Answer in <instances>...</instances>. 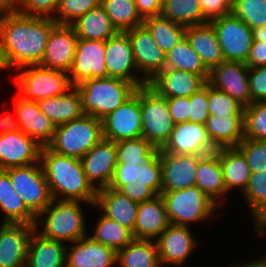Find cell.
<instances>
[{"mask_svg": "<svg viewBox=\"0 0 266 267\" xmlns=\"http://www.w3.org/2000/svg\"><path fill=\"white\" fill-rule=\"evenodd\" d=\"M237 147L245 155L251 172L266 171V140L244 139Z\"/></svg>", "mask_w": 266, "mask_h": 267, "instance_id": "49", "label": "cell"}, {"mask_svg": "<svg viewBox=\"0 0 266 267\" xmlns=\"http://www.w3.org/2000/svg\"><path fill=\"white\" fill-rule=\"evenodd\" d=\"M209 114L214 116H244V106L224 91L208 84Z\"/></svg>", "mask_w": 266, "mask_h": 267, "instance_id": "47", "label": "cell"}, {"mask_svg": "<svg viewBox=\"0 0 266 267\" xmlns=\"http://www.w3.org/2000/svg\"><path fill=\"white\" fill-rule=\"evenodd\" d=\"M170 225L161 195L138 204L134 239L156 240Z\"/></svg>", "mask_w": 266, "mask_h": 267, "instance_id": "28", "label": "cell"}, {"mask_svg": "<svg viewBox=\"0 0 266 267\" xmlns=\"http://www.w3.org/2000/svg\"><path fill=\"white\" fill-rule=\"evenodd\" d=\"M126 33L131 41L138 73L149 83L165 69V53L156 44L144 24L128 30Z\"/></svg>", "mask_w": 266, "mask_h": 267, "instance_id": "16", "label": "cell"}, {"mask_svg": "<svg viewBox=\"0 0 266 267\" xmlns=\"http://www.w3.org/2000/svg\"><path fill=\"white\" fill-rule=\"evenodd\" d=\"M84 114L104 119L109 113L125 103L137 87L119 78H93L76 86Z\"/></svg>", "mask_w": 266, "mask_h": 267, "instance_id": "5", "label": "cell"}, {"mask_svg": "<svg viewBox=\"0 0 266 267\" xmlns=\"http://www.w3.org/2000/svg\"><path fill=\"white\" fill-rule=\"evenodd\" d=\"M159 1L163 5L167 0H159Z\"/></svg>", "mask_w": 266, "mask_h": 267, "instance_id": "63", "label": "cell"}, {"mask_svg": "<svg viewBox=\"0 0 266 267\" xmlns=\"http://www.w3.org/2000/svg\"><path fill=\"white\" fill-rule=\"evenodd\" d=\"M165 69H178L202 76L206 81L209 70L203 64L201 57L193 50L184 37L169 52L165 54Z\"/></svg>", "mask_w": 266, "mask_h": 267, "instance_id": "39", "label": "cell"}, {"mask_svg": "<svg viewBox=\"0 0 266 267\" xmlns=\"http://www.w3.org/2000/svg\"><path fill=\"white\" fill-rule=\"evenodd\" d=\"M115 142L102 138L80 160L87 180L98 190L108 187L117 165Z\"/></svg>", "mask_w": 266, "mask_h": 267, "instance_id": "19", "label": "cell"}, {"mask_svg": "<svg viewBox=\"0 0 266 267\" xmlns=\"http://www.w3.org/2000/svg\"><path fill=\"white\" fill-rule=\"evenodd\" d=\"M250 210L255 226L266 215V171L252 172L244 193L241 195Z\"/></svg>", "mask_w": 266, "mask_h": 267, "instance_id": "43", "label": "cell"}, {"mask_svg": "<svg viewBox=\"0 0 266 267\" xmlns=\"http://www.w3.org/2000/svg\"><path fill=\"white\" fill-rule=\"evenodd\" d=\"M105 41L78 39L74 61L69 71L72 86L93 78H106Z\"/></svg>", "mask_w": 266, "mask_h": 267, "instance_id": "15", "label": "cell"}, {"mask_svg": "<svg viewBox=\"0 0 266 267\" xmlns=\"http://www.w3.org/2000/svg\"><path fill=\"white\" fill-rule=\"evenodd\" d=\"M7 72V70L9 72L11 71V68L9 67V65L7 64V60L4 54V50H3V45H2V41H1V37H0V71H5Z\"/></svg>", "mask_w": 266, "mask_h": 267, "instance_id": "62", "label": "cell"}, {"mask_svg": "<svg viewBox=\"0 0 266 267\" xmlns=\"http://www.w3.org/2000/svg\"><path fill=\"white\" fill-rule=\"evenodd\" d=\"M259 258H256L254 260H250L247 262L241 263H234V265H230L229 267H266V254L261 256H258Z\"/></svg>", "mask_w": 266, "mask_h": 267, "instance_id": "58", "label": "cell"}, {"mask_svg": "<svg viewBox=\"0 0 266 267\" xmlns=\"http://www.w3.org/2000/svg\"><path fill=\"white\" fill-rule=\"evenodd\" d=\"M253 227V231L258 237L266 238V215Z\"/></svg>", "mask_w": 266, "mask_h": 267, "instance_id": "60", "label": "cell"}, {"mask_svg": "<svg viewBox=\"0 0 266 267\" xmlns=\"http://www.w3.org/2000/svg\"><path fill=\"white\" fill-rule=\"evenodd\" d=\"M100 4L118 32H126L143 24L135 0H101Z\"/></svg>", "mask_w": 266, "mask_h": 267, "instance_id": "42", "label": "cell"}, {"mask_svg": "<svg viewBox=\"0 0 266 267\" xmlns=\"http://www.w3.org/2000/svg\"><path fill=\"white\" fill-rule=\"evenodd\" d=\"M200 75L178 69H164L148 85L165 98L190 97L206 85Z\"/></svg>", "mask_w": 266, "mask_h": 267, "instance_id": "26", "label": "cell"}, {"mask_svg": "<svg viewBox=\"0 0 266 267\" xmlns=\"http://www.w3.org/2000/svg\"><path fill=\"white\" fill-rule=\"evenodd\" d=\"M41 148L21 130L0 134V170L39 163Z\"/></svg>", "mask_w": 266, "mask_h": 267, "instance_id": "23", "label": "cell"}, {"mask_svg": "<svg viewBox=\"0 0 266 267\" xmlns=\"http://www.w3.org/2000/svg\"><path fill=\"white\" fill-rule=\"evenodd\" d=\"M245 64L249 68L266 66V43L253 41L249 58Z\"/></svg>", "mask_w": 266, "mask_h": 267, "instance_id": "55", "label": "cell"}, {"mask_svg": "<svg viewBox=\"0 0 266 267\" xmlns=\"http://www.w3.org/2000/svg\"><path fill=\"white\" fill-rule=\"evenodd\" d=\"M219 161L227 193L238 191L240 196L248 186L251 169L246 157L238 147L218 148ZM234 189V190H233Z\"/></svg>", "mask_w": 266, "mask_h": 267, "instance_id": "30", "label": "cell"}, {"mask_svg": "<svg viewBox=\"0 0 266 267\" xmlns=\"http://www.w3.org/2000/svg\"><path fill=\"white\" fill-rule=\"evenodd\" d=\"M103 138L102 120L84 114L56 126L46 147L57 154L81 159Z\"/></svg>", "mask_w": 266, "mask_h": 267, "instance_id": "6", "label": "cell"}, {"mask_svg": "<svg viewBox=\"0 0 266 267\" xmlns=\"http://www.w3.org/2000/svg\"><path fill=\"white\" fill-rule=\"evenodd\" d=\"M232 13L251 29L266 25V0H233Z\"/></svg>", "mask_w": 266, "mask_h": 267, "instance_id": "46", "label": "cell"}, {"mask_svg": "<svg viewBox=\"0 0 266 267\" xmlns=\"http://www.w3.org/2000/svg\"><path fill=\"white\" fill-rule=\"evenodd\" d=\"M14 190L37 217L53 200L40 162L5 169Z\"/></svg>", "mask_w": 266, "mask_h": 267, "instance_id": "10", "label": "cell"}, {"mask_svg": "<svg viewBox=\"0 0 266 267\" xmlns=\"http://www.w3.org/2000/svg\"><path fill=\"white\" fill-rule=\"evenodd\" d=\"M250 104L266 101V66L249 68Z\"/></svg>", "mask_w": 266, "mask_h": 267, "instance_id": "52", "label": "cell"}, {"mask_svg": "<svg viewBox=\"0 0 266 267\" xmlns=\"http://www.w3.org/2000/svg\"><path fill=\"white\" fill-rule=\"evenodd\" d=\"M162 166L161 191L183 190L195 186L199 155L173 154L158 149Z\"/></svg>", "mask_w": 266, "mask_h": 267, "instance_id": "20", "label": "cell"}, {"mask_svg": "<svg viewBox=\"0 0 266 267\" xmlns=\"http://www.w3.org/2000/svg\"><path fill=\"white\" fill-rule=\"evenodd\" d=\"M143 24L148 28L156 44L165 54L185 37V26L161 15L146 18Z\"/></svg>", "mask_w": 266, "mask_h": 267, "instance_id": "40", "label": "cell"}, {"mask_svg": "<svg viewBox=\"0 0 266 267\" xmlns=\"http://www.w3.org/2000/svg\"><path fill=\"white\" fill-rule=\"evenodd\" d=\"M117 252L88 235L66 246L65 267H115Z\"/></svg>", "mask_w": 266, "mask_h": 267, "instance_id": "24", "label": "cell"}, {"mask_svg": "<svg viewBox=\"0 0 266 267\" xmlns=\"http://www.w3.org/2000/svg\"><path fill=\"white\" fill-rule=\"evenodd\" d=\"M160 15L185 27L208 23L199 0H167Z\"/></svg>", "mask_w": 266, "mask_h": 267, "instance_id": "41", "label": "cell"}, {"mask_svg": "<svg viewBox=\"0 0 266 267\" xmlns=\"http://www.w3.org/2000/svg\"><path fill=\"white\" fill-rule=\"evenodd\" d=\"M169 112L175 124L190 121L189 97L166 98Z\"/></svg>", "mask_w": 266, "mask_h": 267, "instance_id": "54", "label": "cell"}, {"mask_svg": "<svg viewBox=\"0 0 266 267\" xmlns=\"http://www.w3.org/2000/svg\"><path fill=\"white\" fill-rule=\"evenodd\" d=\"M100 3L101 0H60L53 20L57 24L71 25Z\"/></svg>", "mask_w": 266, "mask_h": 267, "instance_id": "48", "label": "cell"}, {"mask_svg": "<svg viewBox=\"0 0 266 267\" xmlns=\"http://www.w3.org/2000/svg\"><path fill=\"white\" fill-rule=\"evenodd\" d=\"M103 138L118 142L142 137L140 87L116 110L102 119Z\"/></svg>", "mask_w": 266, "mask_h": 267, "instance_id": "12", "label": "cell"}, {"mask_svg": "<svg viewBox=\"0 0 266 267\" xmlns=\"http://www.w3.org/2000/svg\"><path fill=\"white\" fill-rule=\"evenodd\" d=\"M170 224L191 227L216 216L219 206L196 185L174 191H161ZM216 212V214H215Z\"/></svg>", "mask_w": 266, "mask_h": 267, "instance_id": "7", "label": "cell"}, {"mask_svg": "<svg viewBox=\"0 0 266 267\" xmlns=\"http://www.w3.org/2000/svg\"><path fill=\"white\" fill-rule=\"evenodd\" d=\"M162 150L173 154L203 156L217 149L212 145L205 125L187 121L175 124L170 139Z\"/></svg>", "mask_w": 266, "mask_h": 267, "instance_id": "21", "label": "cell"}, {"mask_svg": "<svg viewBox=\"0 0 266 267\" xmlns=\"http://www.w3.org/2000/svg\"><path fill=\"white\" fill-rule=\"evenodd\" d=\"M78 39L71 25L57 24L51 30L39 66L69 73Z\"/></svg>", "mask_w": 266, "mask_h": 267, "instance_id": "18", "label": "cell"}, {"mask_svg": "<svg viewBox=\"0 0 266 267\" xmlns=\"http://www.w3.org/2000/svg\"><path fill=\"white\" fill-rule=\"evenodd\" d=\"M13 81L17 94L29 101H40L64 94L72 87L66 72L41 67L24 66L15 70Z\"/></svg>", "mask_w": 266, "mask_h": 267, "instance_id": "8", "label": "cell"}, {"mask_svg": "<svg viewBox=\"0 0 266 267\" xmlns=\"http://www.w3.org/2000/svg\"><path fill=\"white\" fill-rule=\"evenodd\" d=\"M205 128L216 149L237 147L244 140V116L209 115Z\"/></svg>", "mask_w": 266, "mask_h": 267, "instance_id": "35", "label": "cell"}, {"mask_svg": "<svg viewBox=\"0 0 266 267\" xmlns=\"http://www.w3.org/2000/svg\"><path fill=\"white\" fill-rule=\"evenodd\" d=\"M35 225L0 223V267H25Z\"/></svg>", "mask_w": 266, "mask_h": 267, "instance_id": "22", "label": "cell"}, {"mask_svg": "<svg viewBox=\"0 0 266 267\" xmlns=\"http://www.w3.org/2000/svg\"><path fill=\"white\" fill-rule=\"evenodd\" d=\"M140 108L142 137L157 150L162 149L175 127L166 98L146 84L140 87Z\"/></svg>", "mask_w": 266, "mask_h": 267, "instance_id": "9", "label": "cell"}, {"mask_svg": "<svg viewBox=\"0 0 266 267\" xmlns=\"http://www.w3.org/2000/svg\"><path fill=\"white\" fill-rule=\"evenodd\" d=\"M118 267H161L155 240L133 239L117 251Z\"/></svg>", "mask_w": 266, "mask_h": 267, "instance_id": "37", "label": "cell"}, {"mask_svg": "<svg viewBox=\"0 0 266 267\" xmlns=\"http://www.w3.org/2000/svg\"><path fill=\"white\" fill-rule=\"evenodd\" d=\"M107 77L133 83L137 88L148 84L138 73L131 41L126 32H118L105 41Z\"/></svg>", "mask_w": 266, "mask_h": 267, "instance_id": "13", "label": "cell"}, {"mask_svg": "<svg viewBox=\"0 0 266 267\" xmlns=\"http://www.w3.org/2000/svg\"><path fill=\"white\" fill-rule=\"evenodd\" d=\"M14 113H15L14 116L5 113V115H3V117L0 118V134L16 132L20 130L16 112L14 111Z\"/></svg>", "mask_w": 266, "mask_h": 267, "instance_id": "57", "label": "cell"}, {"mask_svg": "<svg viewBox=\"0 0 266 267\" xmlns=\"http://www.w3.org/2000/svg\"><path fill=\"white\" fill-rule=\"evenodd\" d=\"M138 203L116 189L103 187L97 190L95 203L92 208H97L104 216L116 221L132 233L136 224Z\"/></svg>", "mask_w": 266, "mask_h": 267, "instance_id": "27", "label": "cell"}, {"mask_svg": "<svg viewBox=\"0 0 266 267\" xmlns=\"http://www.w3.org/2000/svg\"><path fill=\"white\" fill-rule=\"evenodd\" d=\"M204 18L210 22L232 13L233 0H199Z\"/></svg>", "mask_w": 266, "mask_h": 267, "instance_id": "53", "label": "cell"}, {"mask_svg": "<svg viewBox=\"0 0 266 267\" xmlns=\"http://www.w3.org/2000/svg\"><path fill=\"white\" fill-rule=\"evenodd\" d=\"M225 61L246 63L253 43L252 29L233 13L211 20Z\"/></svg>", "mask_w": 266, "mask_h": 267, "instance_id": "11", "label": "cell"}, {"mask_svg": "<svg viewBox=\"0 0 266 267\" xmlns=\"http://www.w3.org/2000/svg\"><path fill=\"white\" fill-rule=\"evenodd\" d=\"M185 37L209 71L224 61L217 34L210 22L186 27Z\"/></svg>", "mask_w": 266, "mask_h": 267, "instance_id": "31", "label": "cell"}, {"mask_svg": "<svg viewBox=\"0 0 266 267\" xmlns=\"http://www.w3.org/2000/svg\"><path fill=\"white\" fill-rule=\"evenodd\" d=\"M117 164H142L148 160L157 149L143 137L115 142Z\"/></svg>", "mask_w": 266, "mask_h": 267, "instance_id": "44", "label": "cell"}, {"mask_svg": "<svg viewBox=\"0 0 266 267\" xmlns=\"http://www.w3.org/2000/svg\"><path fill=\"white\" fill-rule=\"evenodd\" d=\"M195 185L220 208L227 201L229 194L226 190L219 155L216 151L203 155L198 160Z\"/></svg>", "mask_w": 266, "mask_h": 267, "instance_id": "29", "label": "cell"}, {"mask_svg": "<svg viewBox=\"0 0 266 267\" xmlns=\"http://www.w3.org/2000/svg\"><path fill=\"white\" fill-rule=\"evenodd\" d=\"M253 41L266 43V25L252 29Z\"/></svg>", "mask_w": 266, "mask_h": 267, "instance_id": "61", "label": "cell"}, {"mask_svg": "<svg viewBox=\"0 0 266 267\" xmlns=\"http://www.w3.org/2000/svg\"><path fill=\"white\" fill-rule=\"evenodd\" d=\"M138 14L144 20L149 17L159 16L162 4L159 0H135Z\"/></svg>", "mask_w": 266, "mask_h": 267, "instance_id": "56", "label": "cell"}, {"mask_svg": "<svg viewBox=\"0 0 266 267\" xmlns=\"http://www.w3.org/2000/svg\"><path fill=\"white\" fill-rule=\"evenodd\" d=\"M84 205L91 207L94 204L53 199L36 217L35 230L43 237L65 244L87 236L89 225Z\"/></svg>", "mask_w": 266, "mask_h": 267, "instance_id": "3", "label": "cell"}, {"mask_svg": "<svg viewBox=\"0 0 266 267\" xmlns=\"http://www.w3.org/2000/svg\"><path fill=\"white\" fill-rule=\"evenodd\" d=\"M39 162L53 199L95 203L97 190L87 180L80 159L43 146Z\"/></svg>", "mask_w": 266, "mask_h": 267, "instance_id": "2", "label": "cell"}, {"mask_svg": "<svg viewBox=\"0 0 266 267\" xmlns=\"http://www.w3.org/2000/svg\"><path fill=\"white\" fill-rule=\"evenodd\" d=\"M248 73L249 67L244 62L224 60L209 71L207 83L246 107L250 104Z\"/></svg>", "mask_w": 266, "mask_h": 267, "instance_id": "17", "label": "cell"}, {"mask_svg": "<svg viewBox=\"0 0 266 267\" xmlns=\"http://www.w3.org/2000/svg\"><path fill=\"white\" fill-rule=\"evenodd\" d=\"M17 0H0V11L2 13L15 11Z\"/></svg>", "mask_w": 266, "mask_h": 267, "instance_id": "59", "label": "cell"}, {"mask_svg": "<svg viewBox=\"0 0 266 267\" xmlns=\"http://www.w3.org/2000/svg\"><path fill=\"white\" fill-rule=\"evenodd\" d=\"M66 246L63 242L43 237L34 229L25 267H65Z\"/></svg>", "mask_w": 266, "mask_h": 267, "instance_id": "32", "label": "cell"}, {"mask_svg": "<svg viewBox=\"0 0 266 267\" xmlns=\"http://www.w3.org/2000/svg\"><path fill=\"white\" fill-rule=\"evenodd\" d=\"M190 101V122L205 125L209 117L208 83L189 97Z\"/></svg>", "mask_w": 266, "mask_h": 267, "instance_id": "51", "label": "cell"}, {"mask_svg": "<svg viewBox=\"0 0 266 267\" xmlns=\"http://www.w3.org/2000/svg\"><path fill=\"white\" fill-rule=\"evenodd\" d=\"M37 103L42 113L56 126L63 125L84 115L81 96L76 86H72L64 94L45 98Z\"/></svg>", "mask_w": 266, "mask_h": 267, "instance_id": "33", "label": "cell"}, {"mask_svg": "<svg viewBox=\"0 0 266 267\" xmlns=\"http://www.w3.org/2000/svg\"><path fill=\"white\" fill-rule=\"evenodd\" d=\"M0 223L35 225L36 216L26 207L11 184L9 174L0 170Z\"/></svg>", "mask_w": 266, "mask_h": 267, "instance_id": "34", "label": "cell"}, {"mask_svg": "<svg viewBox=\"0 0 266 267\" xmlns=\"http://www.w3.org/2000/svg\"><path fill=\"white\" fill-rule=\"evenodd\" d=\"M60 0H17L16 11L26 16L54 18Z\"/></svg>", "mask_w": 266, "mask_h": 267, "instance_id": "50", "label": "cell"}, {"mask_svg": "<svg viewBox=\"0 0 266 267\" xmlns=\"http://www.w3.org/2000/svg\"><path fill=\"white\" fill-rule=\"evenodd\" d=\"M71 26L77 37L84 40L106 41L118 33L101 4L79 17Z\"/></svg>", "mask_w": 266, "mask_h": 267, "instance_id": "36", "label": "cell"}, {"mask_svg": "<svg viewBox=\"0 0 266 267\" xmlns=\"http://www.w3.org/2000/svg\"><path fill=\"white\" fill-rule=\"evenodd\" d=\"M12 98L20 130L40 146H46L52 139L56 125L42 113L36 101L23 99L18 94Z\"/></svg>", "mask_w": 266, "mask_h": 267, "instance_id": "25", "label": "cell"}, {"mask_svg": "<svg viewBox=\"0 0 266 267\" xmlns=\"http://www.w3.org/2000/svg\"><path fill=\"white\" fill-rule=\"evenodd\" d=\"M57 25L52 18L5 12L0 16V37L11 71L39 65L51 30Z\"/></svg>", "mask_w": 266, "mask_h": 267, "instance_id": "1", "label": "cell"}, {"mask_svg": "<svg viewBox=\"0 0 266 267\" xmlns=\"http://www.w3.org/2000/svg\"><path fill=\"white\" fill-rule=\"evenodd\" d=\"M244 139L266 140V101L244 107Z\"/></svg>", "mask_w": 266, "mask_h": 267, "instance_id": "45", "label": "cell"}, {"mask_svg": "<svg viewBox=\"0 0 266 267\" xmlns=\"http://www.w3.org/2000/svg\"><path fill=\"white\" fill-rule=\"evenodd\" d=\"M108 187L138 204L161 195L162 166L158 150L142 164H117Z\"/></svg>", "mask_w": 266, "mask_h": 267, "instance_id": "4", "label": "cell"}, {"mask_svg": "<svg viewBox=\"0 0 266 267\" xmlns=\"http://www.w3.org/2000/svg\"><path fill=\"white\" fill-rule=\"evenodd\" d=\"M196 239L191 227L170 224L155 240L161 267L184 266L199 246Z\"/></svg>", "mask_w": 266, "mask_h": 267, "instance_id": "14", "label": "cell"}, {"mask_svg": "<svg viewBox=\"0 0 266 267\" xmlns=\"http://www.w3.org/2000/svg\"><path fill=\"white\" fill-rule=\"evenodd\" d=\"M101 215L98 216L97 222L92 227V230H88L87 235L96 242H99L109 248H112L116 252L123 249L133 239L132 232L123 227L116 221L104 216L98 209L96 210ZM90 231H92L90 233Z\"/></svg>", "mask_w": 266, "mask_h": 267, "instance_id": "38", "label": "cell"}]
</instances>
